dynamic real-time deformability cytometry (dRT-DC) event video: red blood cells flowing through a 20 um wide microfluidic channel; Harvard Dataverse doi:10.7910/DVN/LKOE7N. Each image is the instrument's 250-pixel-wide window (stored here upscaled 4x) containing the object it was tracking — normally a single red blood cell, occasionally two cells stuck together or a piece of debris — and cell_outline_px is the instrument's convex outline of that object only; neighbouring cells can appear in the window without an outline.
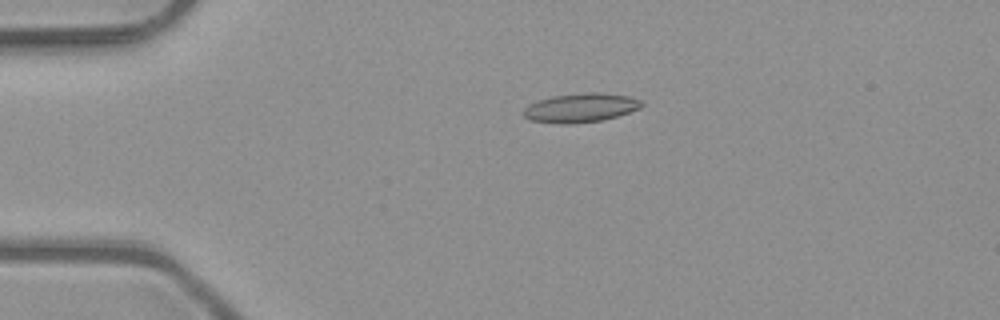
{"species": "common noctule bat (a hibernating species)", "species_latin": "Nyctalus noctula", "temperature_condition": "room temperature", "stored_images_in_passage": 4, "camera_frame_rate_fps": 3000, "um_per_image_px": 0.085, "animal": {"sex": "male", "body_mass_g": 23.1, "forearm_length_mm": 52.7}, "frame": {"image": 1, "passage_image": 2, "time_ms": 0.333, "image_size_px": [1000, 320], "cell_outline_px": [[644, 104], [640, 108], [616, 116], [600, 120], [572, 124], [564, 124], [532, 120], [524, 116], [520, 112], [528, 104], [552, 96], [588, 92], [600, 92], [628, 96], [640, 100]], "centroid_in_image_um": [49.33, 9.15], "position_along_channel_um": 35.7, "area_um2": 19.83}}